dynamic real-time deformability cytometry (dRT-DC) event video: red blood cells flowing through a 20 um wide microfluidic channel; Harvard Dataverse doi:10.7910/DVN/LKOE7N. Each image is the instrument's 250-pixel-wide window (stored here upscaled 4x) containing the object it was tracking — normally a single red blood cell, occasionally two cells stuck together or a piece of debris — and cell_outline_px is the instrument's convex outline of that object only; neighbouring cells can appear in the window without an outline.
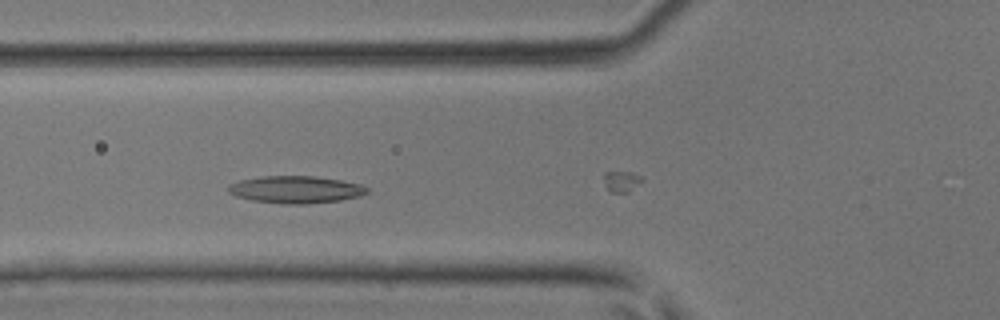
{"species": "common noctule bat (a hibernating species)", "species_latin": "Nyctalus noctula", "temperature_condition": "room temperature", "stored_images_in_passage": 12, "camera_frame_rate_fps": 3000, "um_per_image_px": 0.085, "animal": {"sex": "male", "body_mass_g": 17.9, "forearm_length_mm": 54.2}, "frame": {"image": 1, "passage_image": 4, "time_ms": 1.0, "image_size_px": [1000, 320], "cell_outline_px": [[368, 192], [360, 196], [340, 200], [304, 204], [284, 204], [252, 200], [236, 196], [228, 192], [228, 188], [232, 184], [240, 180], [264, 176], [312, 176], [340, 180], [360, 184], [368, 188]], "centroid_in_image_um": [25.15, 16.11], "position_along_channel_um": 100.6, "area_um2": 21.79}}
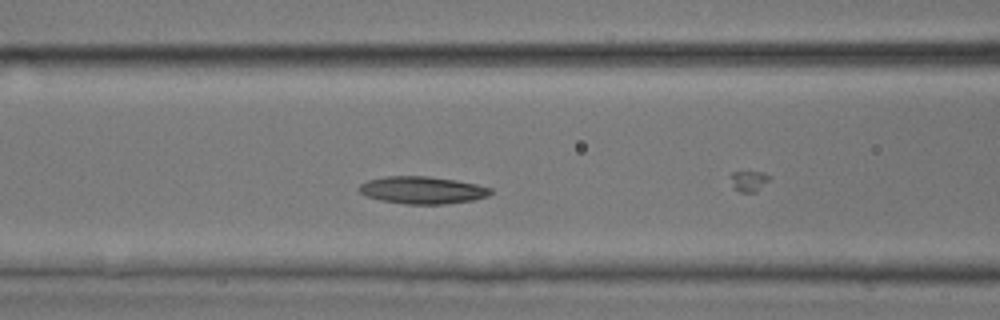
{"frame": {"image": 2, "passage_image": 6, "time_ms": 1.667, "image_size_px": [1000, 320], "cell_outline_px": [[492, 192], [488, 196], [472, 200], [448, 204], [404, 204], [380, 200], [368, 196], [360, 192], [360, 184], [368, 180], [384, 176], [428, 176], [456, 180], [476, 184], [492, 188]], "centroid_in_image_um": [35.92, 16.16], "position_along_channel_um": 130.7, "area_um2": 20.92}}
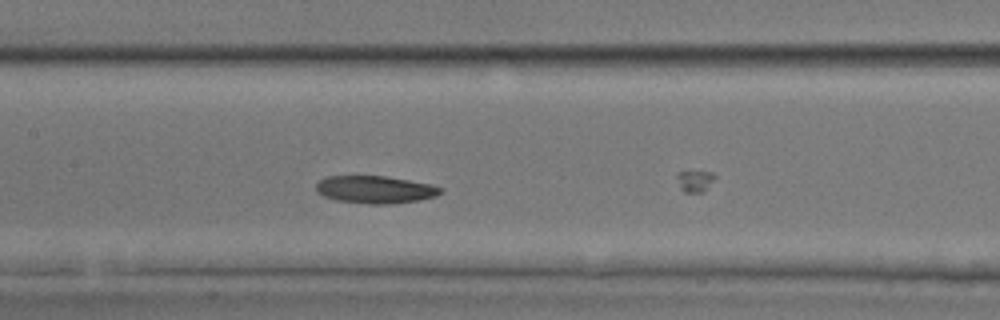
{"frame": {"image": 3, "passage_image": 9, "time_ms": 2.667, "image_size_px": [1000, 320], "cell_outline_px": [[444, 192], [436, 196], [420, 200], [392, 204], [368, 204], [336, 200], [324, 196], [316, 192], [316, 184], [320, 180], [328, 176], [384, 176], [408, 180], [428, 184], [444, 188]], "centroid_in_image_um": [31.9, 16.12], "position_along_channel_um": 175.5, "area_um2": 20.0}}